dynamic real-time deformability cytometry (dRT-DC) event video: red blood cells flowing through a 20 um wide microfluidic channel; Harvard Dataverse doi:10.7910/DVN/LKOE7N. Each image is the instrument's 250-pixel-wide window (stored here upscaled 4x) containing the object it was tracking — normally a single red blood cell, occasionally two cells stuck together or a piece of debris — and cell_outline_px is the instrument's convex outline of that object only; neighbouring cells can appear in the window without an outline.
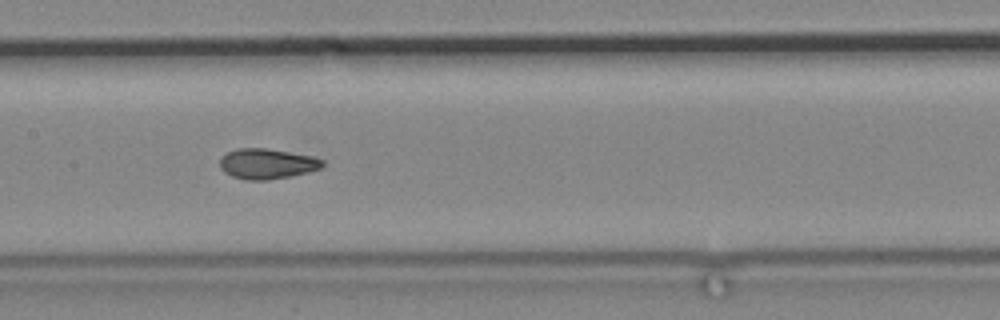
{"species": "common noctule bat (a hibernating species)", "species_latin": "Nyctalus noctula", "temperature_condition": "cold", "stored_images_in_passage": 48, "camera_frame_rate_fps": 3000, "um_per_image_px": 0.085, "animal": {"sex": "male", "body_mass_g": 19.2, "forearm_length_mm": 51.8}, "frame": {"image": 1, "passage_image": 47, "time_ms": 15.333, "image_size_px": [1000, 320], "cell_outline_px": [[324, 164], [320, 168], [288, 176], [268, 180], [244, 180], [232, 176], [224, 172], [220, 168], [220, 156], [236, 148], [268, 148], [312, 156], [324, 160]], "centroid_in_image_um": [22.64, 13.91], "position_along_channel_um": 184.8, "area_um2": 18.09}}